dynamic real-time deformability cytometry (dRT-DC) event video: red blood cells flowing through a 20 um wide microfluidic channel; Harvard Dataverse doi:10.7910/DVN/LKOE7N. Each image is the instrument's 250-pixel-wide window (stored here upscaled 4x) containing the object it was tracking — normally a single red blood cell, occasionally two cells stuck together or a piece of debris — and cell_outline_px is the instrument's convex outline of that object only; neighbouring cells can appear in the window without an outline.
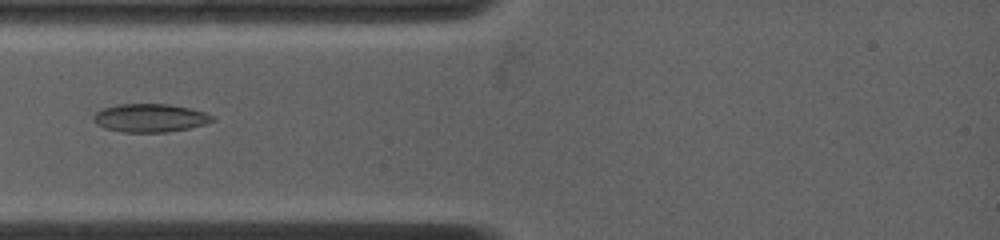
{"species": "common noctule bat (a hibernating species)", "species_latin": "Nyctalus noctula", "temperature_condition": "warm", "stored_images_in_passage": 34, "camera_frame_rate_fps": 4500, "um_per_image_px": 0.085, "animal": {"sex": "female", "body_mass_g": 19.0, "forearm_length_mm": 53.3}, "frame": {"image": 1, "passage_image": 6, "time_ms": 2.444, "image_size_px": [1000, 240], "cell_outline_px": [[216, 120], [204, 124], [188, 128], [168, 132], [120, 132], [104, 128], [96, 124], [92, 120], [92, 116], [100, 108], [116, 104], [168, 104], [188, 108], [204, 112], [216, 116]], "centroid_in_image_um": [12.71, 10.02], "position_along_channel_um": 72.3, "area_um2": 19.83}}
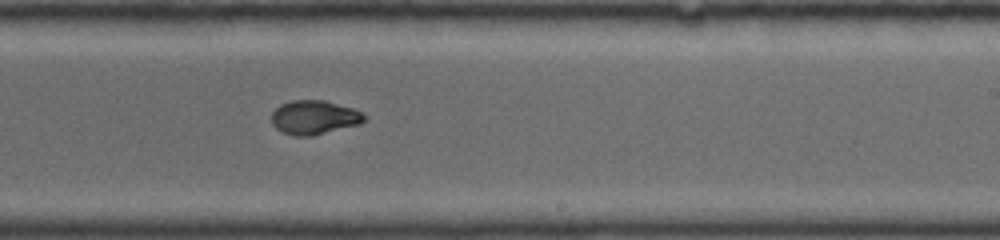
{"frame": {"image": 2, "passage_image": 18, "time_ms": 7.333, "image_size_px": [1000, 240], "cell_outline_px": [[364, 120], [360, 124], [312, 136], [292, 136], [280, 132], [272, 124], [272, 112], [280, 104], [292, 100], [324, 100], [352, 108], [360, 112], [364, 116]], "centroid_in_image_um": [26.66, 9.99], "position_along_channel_um": 262.3, "area_um2": 18.38}}
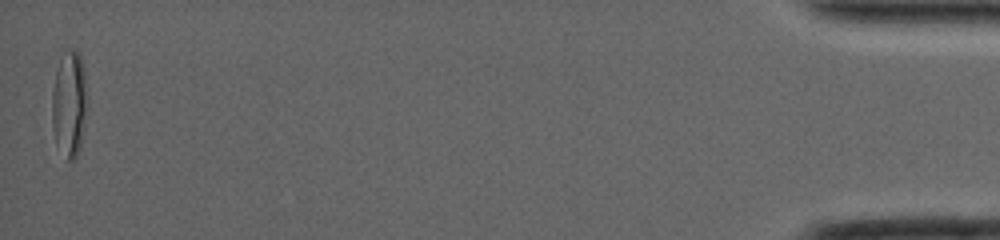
{"frame": {"image": 3, "passage_image": 34, "time_ms": 15.556, "image_size_px": [1000, 240], "cell_outline_px": [[88, 108], [80, 148], [76, 156], [72, 160], [68, 160], [56, 140], [52, 124], [52, 92], [56, 72], [60, 56], [64, 52], [72, 48], [80, 52], [84, 72], [88, 96]], "centroid_in_image_um": [5.92, 8.76], "position_along_channel_um": 429.3, "area_um2": 22.02}}